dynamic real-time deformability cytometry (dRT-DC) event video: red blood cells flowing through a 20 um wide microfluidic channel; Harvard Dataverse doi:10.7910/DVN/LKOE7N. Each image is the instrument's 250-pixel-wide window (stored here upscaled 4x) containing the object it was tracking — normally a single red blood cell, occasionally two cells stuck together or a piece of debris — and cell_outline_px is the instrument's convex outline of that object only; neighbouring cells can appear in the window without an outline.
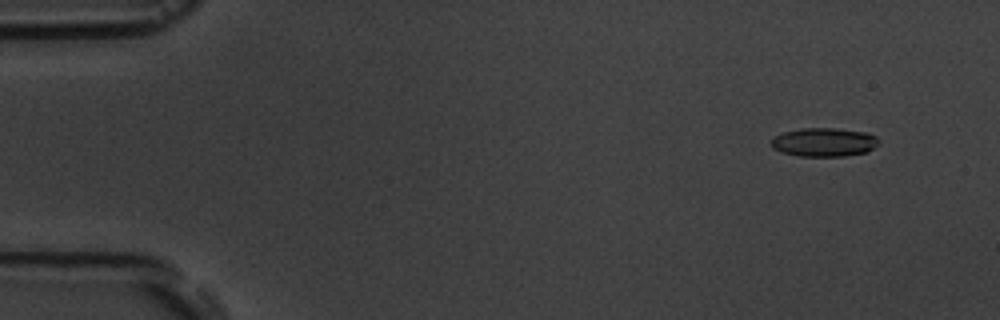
{"species": "common noctule bat (a hibernating species)", "species_latin": "Nyctalus noctula", "temperature_condition": "room temperature", "stored_images_in_passage": 11, "camera_frame_rate_fps": 3000, "um_per_image_px": 0.085, "animal": {"sex": "male", "body_mass_g": 19.5, "forearm_length_mm": 54.6}, "frame": {"image": 1, "passage_image": 2, "time_ms": 1.333, "image_size_px": [1000, 320], "cell_outline_px": [[880, 144], [868, 152], [844, 156], [800, 156], [780, 152], [772, 148], [772, 140], [776, 136], [784, 132], [800, 128], [836, 128], [864, 132], [876, 136], [880, 140]], "centroid_in_image_um": [70.08, 12.09], "position_along_channel_um": 14.9, "area_um2": 18.09}}
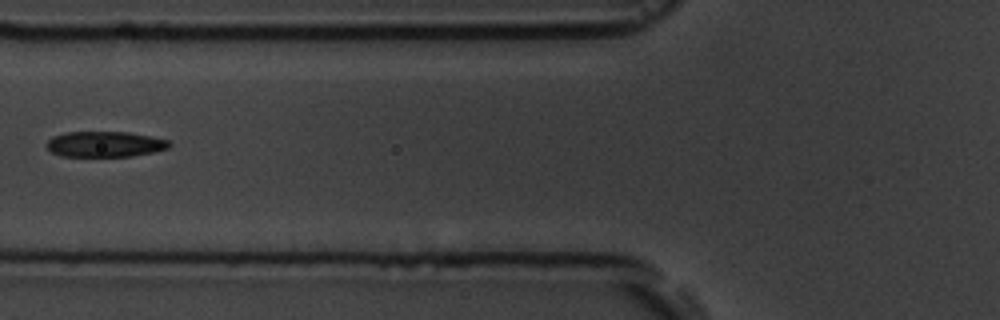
{"frame": {"image": 2, "passage_image": 7, "time_ms": 7.0, "image_size_px": [1000, 320], "cell_outline_px": [[172, 144], [168, 148], [152, 152], [132, 156], [60, 156], [52, 152], [44, 144], [52, 136], [64, 132], [128, 132], [152, 136], [168, 140]], "centroid_in_image_um": [8.9, 12.25], "position_along_channel_um": 116.9, "area_um2": 18.38}}
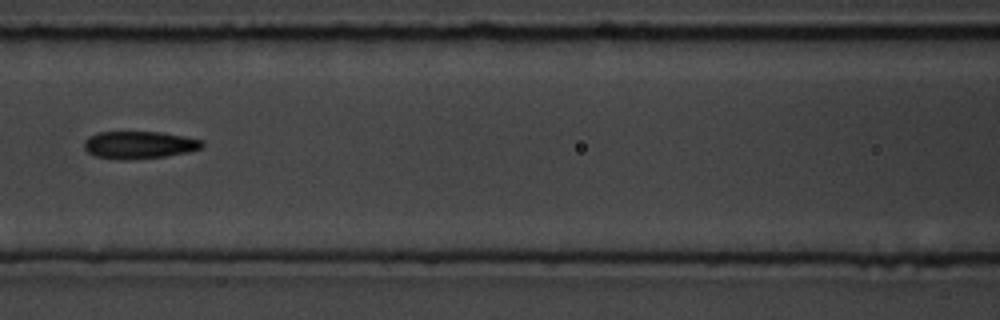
{"frame": {"image": 3, "passage_image": 8, "time_ms": 8.0, "image_size_px": [1000, 320], "cell_outline_px": [[204, 144], [200, 148], [188, 152], [164, 156], [128, 160], [124, 160], [96, 156], [88, 152], [84, 148], [84, 140], [88, 136], [100, 132], [160, 132], [184, 136], [204, 140]], "centroid_in_image_um": [11.83, 12.31], "position_along_channel_um": 154.8, "area_um2": 18.84}}